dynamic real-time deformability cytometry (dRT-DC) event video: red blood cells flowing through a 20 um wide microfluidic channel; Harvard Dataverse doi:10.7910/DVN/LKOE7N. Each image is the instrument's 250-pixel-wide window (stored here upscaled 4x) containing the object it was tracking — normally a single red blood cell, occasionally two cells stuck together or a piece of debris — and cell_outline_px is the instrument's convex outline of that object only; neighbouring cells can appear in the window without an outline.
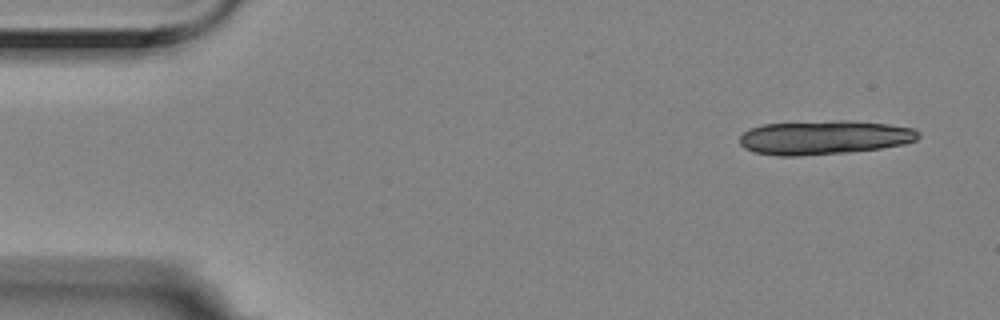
{"species": "Egyptian fruit bat (a non-hibernating species)", "species_latin": "Rousettus aegyptiacus", "temperature_condition": "room temperature", "stored_images_in_passage": 8, "camera_frame_rate_fps": 3000, "um_per_image_px": 0.085, "animal": {"sex": "female"}, "frame": {"image": 1, "passage_image": 1, "time_ms": 0.0, "image_size_px": [1000, 320], "cell_outline_px": [[920, 136], [916, 140], [904, 144], [880, 148], [848, 152], [796, 156], [776, 156], [756, 152], [744, 148], [740, 144], [740, 136], [744, 132], [752, 128], [764, 124], [836, 120], [848, 120], [888, 124], [912, 128], [920, 132]], "centroid_in_image_um": [70.07, 11.68], "position_along_channel_um": 14.9, "area_um2": 35.37}}
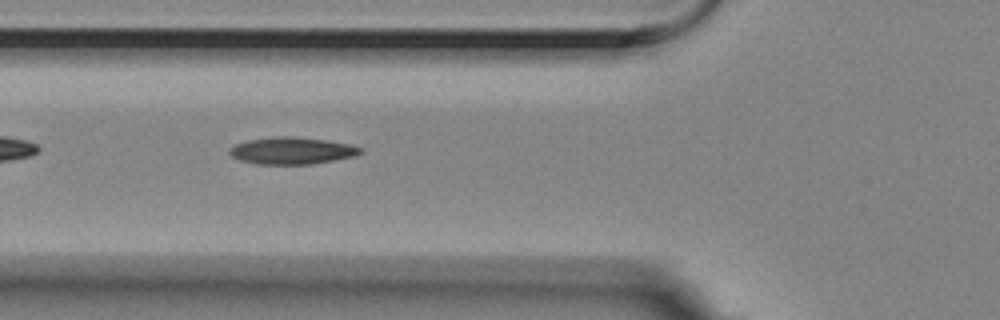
{"frame": {"image": 2, "passage_image": 6, "time_ms": 1.667, "image_size_px": [1000, 320], "cell_outline_px": [[364, 152], [356, 156], [308, 164], [256, 164], [240, 160], [232, 156], [228, 152], [236, 144], [248, 140], [276, 136], [292, 136], [324, 140], [348, 144], [364, 148]], "centroid_in_image_um": [24.83, 12.81], "position_along_channel_um": 101.0, "area_um2": 20.4}}
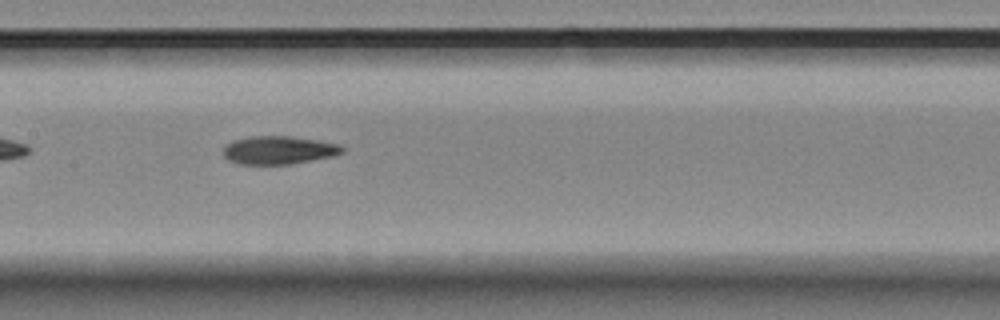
{"frame": {"image": 3, "passage_image": 8, "time_ms": 2.333, "image_size_px": [1000, 320], "cell_outline_px": [[344, 152], [332, 156], [292, 164], [240, 164], [228, 160], [224, 156], [224, 148], [232, 140], [248, 136], [292, 136], [340, 144], [344, 148]], "centroid_in_image_um": [23.69, 12.75], "position_along_channel_um": 183.7, "area_um2": 19.54}}